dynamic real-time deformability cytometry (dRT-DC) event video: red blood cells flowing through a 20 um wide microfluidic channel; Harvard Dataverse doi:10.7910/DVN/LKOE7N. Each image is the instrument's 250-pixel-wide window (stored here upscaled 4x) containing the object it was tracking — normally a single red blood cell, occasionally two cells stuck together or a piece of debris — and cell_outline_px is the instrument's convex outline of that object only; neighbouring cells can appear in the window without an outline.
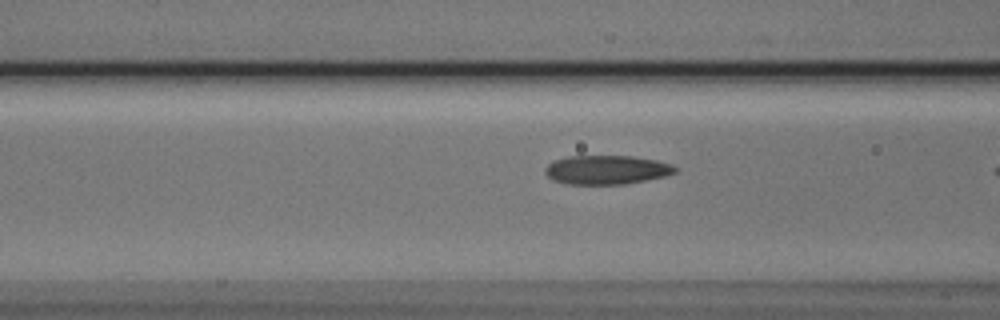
{"species": "Egyptian fruit bat (a non-hibernating species)", "species_latin": "Rousettus aegyptiacus", "temperature_condition": "cold", "stored_images_in_passage": 6, "camera_frame_rate_fps": 3000, "um_per_image_px": 0.085, "animal": {"sex": "male"}, "frame": {"image": 1, "passage_image": 4, "time_ms": 1.0, "image_size_px": [1000, 320], "cell_outline_px": [[676, 172], [664, 176], [624, 184], [564, 184], [552, 180], [544, 172], [544, 168], [548, 164], [556, 160], [568, 156], [632, 156], [656, 160], [672, 164], [676, 168]], "centroid_in_image_um": [51.53, 14.43], "position_along_channel_um": 115.1, "area_um2": 21.91}}